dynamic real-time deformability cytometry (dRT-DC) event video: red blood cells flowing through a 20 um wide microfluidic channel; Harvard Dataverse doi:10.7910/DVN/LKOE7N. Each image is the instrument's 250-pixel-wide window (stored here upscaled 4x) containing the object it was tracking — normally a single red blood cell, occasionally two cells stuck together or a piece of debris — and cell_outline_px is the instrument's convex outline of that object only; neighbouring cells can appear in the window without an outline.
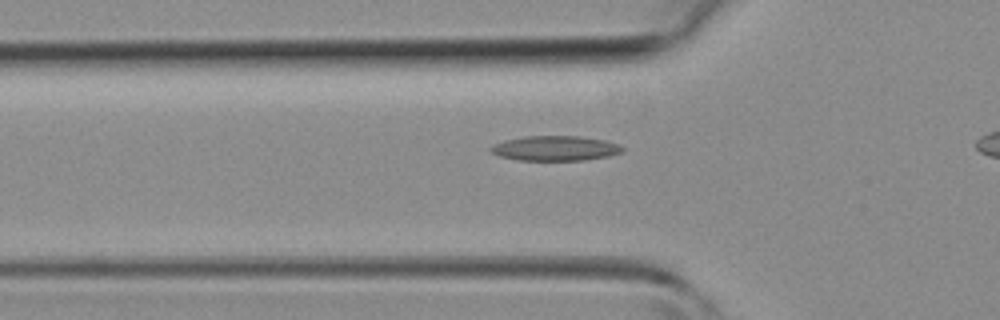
{"species": "common noctule bat (a hibernating species)", "species_latin": "Nyctalus noctula", "temperature_condition": "room temperature", "stored_images_in_passage": 27, "camera_frame_rate_fps": 3000, "um_per_image_px": 0.085, "animal": {"sex": "female", "body_mass_g": 19.3, "forearm_length_mm": 54.1}, "frame": {"image": 1, "passage_image": 7, "time_ms": 2.0, "image_size_px": [1000, 320], "cell_outline_px": [[624, 152], [608, 156], [584, 160], [516, 160], [500, 156], [492, 152], [488, 148], [492, 144], [504, 140], [524, 136], [580, 136], [604, 140], [620, 144], [624, 148]], "centroid_in_image_um": [47.19, 12.6], "position_along_channel_um": 78.6, "area_um2": 19.25}}
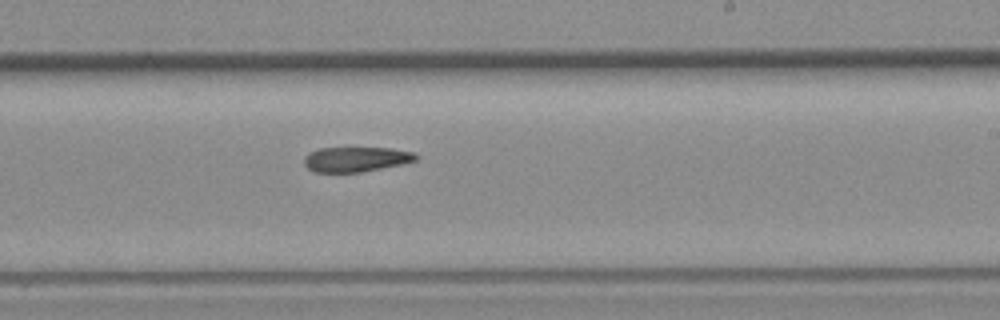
{"frame": {"image": 2, "passage_image": 18, "time_ms": 5.667, "image_size_px": [1000, 320], "cell_outline_px": [[420, 156], [416, 160], [400, 164], [360, 172], [316, 172], [308, 168], [304, 164], [304, 156], [308, 152], [320, 148], [392, 148], [412, 152]], "centroid_in_image_um": [30.23, 13.53], "position_along_channel_um": 258.8, "area_um2": 16.13}}
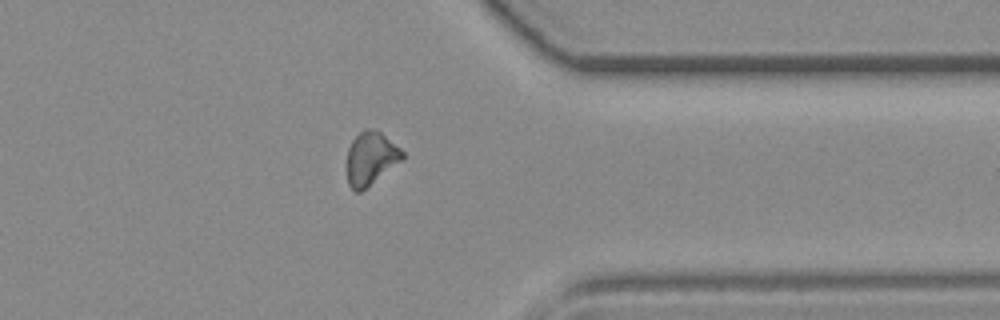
{"frame": {"image": 3, "passage_image": 26, "time_ms": 8.333, "image_size_px": [1000, 320], "cell_outline_px": [[404, 156], [400, 160], [360, 192], [356, 192], [348, 184], [348, 148], [352, 140], [364, 128], [376, 128], [400, 148], [404, 152]], "centroid_in_image_um": [31.5, 13.41], "position_along_channel_um": 379.9, "area_um2": 16.7}}